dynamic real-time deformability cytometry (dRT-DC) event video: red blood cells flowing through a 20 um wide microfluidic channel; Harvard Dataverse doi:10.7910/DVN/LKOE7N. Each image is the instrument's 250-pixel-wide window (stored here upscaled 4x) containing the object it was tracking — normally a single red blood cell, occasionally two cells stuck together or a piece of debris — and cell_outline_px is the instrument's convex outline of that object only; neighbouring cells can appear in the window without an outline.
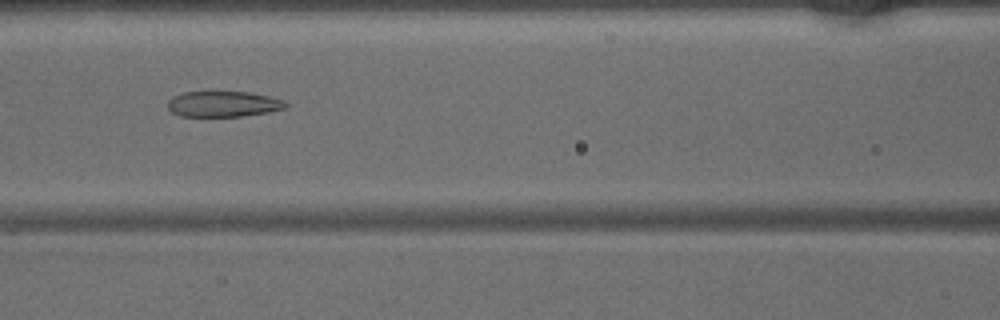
{"species": "common noctule bat (a hibernating species)", "species_latin": "Nyctalus noctula", "temperature_condition": "warm", "stored_images_in_passage": 33, "camera_frame_rate_fps": 3000, "um_per_image_px": 0.085, "animal": {"sex": "male", "body_mass_g": 15.6}, "frame": {"image": 1, "passage_image": 12, "time_ms": 3.667, "image_size_px": [1000, 320], "cell_outline_px": [[288, 108], [268, 112], [240, 116], [180, 116], [172, 112], [168, 108], [168, 100], [184, 92], [212, 88], [248, 92], [268, 96], [284, 100], [288, 104]], "centroid_in_image_um": [18.97, 8.79], "position_along_channel_um": 147.6, "area_um2": 18.44}}
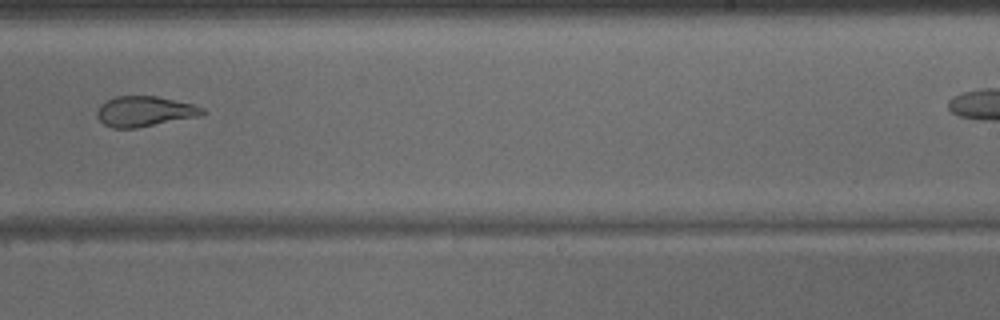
{"frame": {"image": 2, "passage_image": 21, "time_ms": 6.667, "image_size_px": [1000, 320], "cell_outline_px": [[208, 112], [196, 116], [136, 128], [112, 128], [104, 124], [96, 116], [96, 112], [100, 104], [116, 96], [156, 96], [192, 104], [204, 108]], "centroid_in_image_um": [12.25, 9.46], "position_along_channel_um": 276.7, "area_um2": 18.38}}
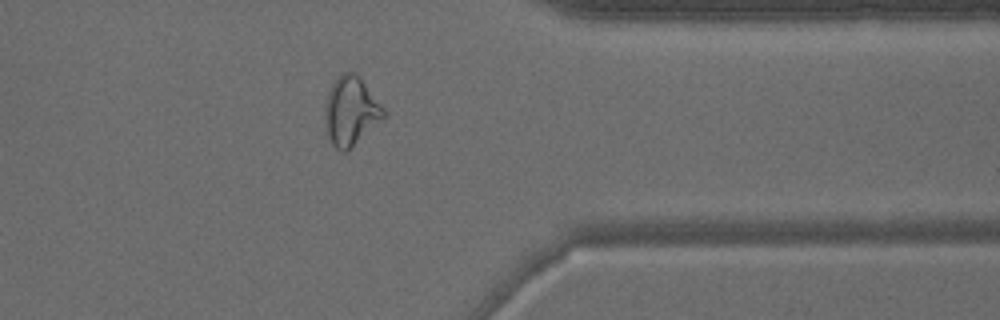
{"frame": {"image": 3, "passage_image": 29, "time_ms": 9.333, "image_size_px": [1000, 320], "cell_outline_px": [[384, 120], [344, 152], [340, 152], [332, 144], [328, 136], [324, 120], [324, 108], [328, 92], [336, 76], [344, 72], [352, 72], [360, 76], [384, 108]], "centroid_in_image_um": [29.81, 9.43], "position_along_channel_um": 381.6, "area_um2": 23.58}}